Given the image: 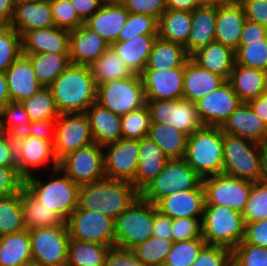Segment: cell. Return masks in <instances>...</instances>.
Returning <instances> with one entry per match:
<instances>
[{
  "instance_id": "979ff035",
  "label": "cell",
  "mask_w": 267,
  "mask_h": 266,
  "mask_svg": "<svg viewBox=\"0 0 267 266\" xmlns=\"http://www.w3.org/2000/svg\"><path fill=\"white\" fill-rule=\"evenodd\" d=\"M228 266H235L232 262Z\"/></svg>"
},
{
  "instance_id": "a7ac6f4b",
  "label": "cell",
  "mask_w": 267,
  "mask_h": 266,
  "mask_svg": "<svg viewBox=\"0 0 267 266\" xmlns=\"http://www.w3.org/2000/svg\"><path fill=\"white\" fill-rule=\"evenodd\" d=\"M267 37V28L258 23L246 20L240 37L239 45H247L248 42L259 41Z\"/></svg>"
},
{
  "instance_id": "44dd1931",
  "label": "cell",
  "mask_w": 267,
  "mask_h": 266,
  "mask_svg": "<svg viewBox=\"0 0 267 266\" xmlns=\"http://www.w3.org/2000/svg\"><path fill=\"white\" fill-rule=\"evenodd\" d=\"M220 128L223 133L229 135L261 145L267 143V125L252 111L248 103L242 102Z\"/></svg>"
},
{
  "instance_id": "680465c9",
  "label": "cell",
  "mask_w": 267,
  "mask_h": 266,
  "mask_svg": "<svg viewBox=\"0 0 267 266\" xmlns=\"http://www.w3.org/2000/svg\"><path fill=\"white\" fill-rule=\"evenodd\" d=\"M129 13H140L159 18L167 9L166 0H119Z\"/></svg>"
},
{
  "instance_id": "2a66077c",
  "label": "cell",
  "mask_w": 267,
  "mask_h": 266,
  "mask_svg": "<svg viewBox=\"0 0 267 266\" xmlns=\"http://www.w3.org/2000/svg\"><path fill=\"white\" fill-rule=\"evenodd\" d=\"M236 0H198L200 5L212 6V7H221L223 5H228L234 3Z\"/></svg>"
},
{
  "instance_id": "4fadbf2b",
  "label": "cell",
  "mask_w": 267,
  "mask_h": 266,
  "mask_svg": "<svg viewBox=\"0 0 267 266\" xmlns=\"http://www.w3.org/2000/svg\"><path fill=\"white\" fill-rule=\"evenodd\" d=\"M202 184L205 191L204 205L224 206L242 213L253 182L218 174L202 179Z\"/></svg>"
},
{
  "instance_id": "d4e9b609",
  "label": "cell",
  "mask_w": 267,
  "mask_h": 266,
  "mask_svg": "<svg viewBox=\"0 0 267 266\" xmlns=\"http://www.w3.org/2000/svg\"><path fill=\"white\" fill-rule=\"evenodd\" d=\"M69 53V31L55 26L34 29L22 36V54Z\"/></svg>"
},
{
  "instance_id": "91938a15",
  "label": "cell",
  "mask_w": 267,
  "mask_h": 266,
  "mask_svg": "<svg viewBox=\"0 0 267 266\" xmlns=\"http://www.w3.org/2000/svg\"><path fill=\"white\" fill-rule=\"evenodd\" d=\"M24 178L17 167L0 166V198L9 197L22 190Z\"/></svg>"
},
{
  "instance_id": "b9fcfbb0",
  "label": "cell",
  "mask_w": 267,
  "mask_h": 266,
  "mask_svg": "<svg viewBox=\"0 0 267 266\" xmlns=\"http://www.w3.org/2000/svg\"><path fill=\"white\" fill-rule=\"evenodd\" d=\"M29 1H36V0H12L14 5H17L19 3L29 2Z\"/></svg>"
},
{
  "instance_id": "f6af8a7d",
  "label": "cell",
  "mask_w": 267,
  "mask_h": 266,
  "mask_svg": "<svg viewBox=\"0 0 267 266\" xmlns=\"http://www.w3.org/2000/svg\"><path fill=\"white\" fill-rule=\"evenodd\" d=\"M173 245L172 240L151 236L132 249L136 257L146 266H163Z\"/></svg>"
},
{
  "instance_id": "e7e4bbea",
  "label": "cell",
  "mask_w": 267,
  "mask_h": 266,
  "mask_svg": "<svg viewBox=\"0 0 267 266\" xmlns=\"http://www.w3.org/2000/svg\"><path fill=\"white\" fill-rule=\"evenodd\" d=\"M56 131V119L31 121L23 132L27 136L45 139L54 143Z\"/></svg>"
},
{
  "instance_id": "11a10c76",
  "label": "cell",
  "mask_w": 267,
  "mask_h": 266,
  "mask_svg": "<svg viewBox=\"0 0 267 266\" xmlns=\"http://www.w3.org/2000/svg\"><path fill=\"white\" fill-rule=\"evenodd\" d=\"M232 263L235 266H267V248L242 241L232 250Z\"/></svg>"
},
{
  "instance_id": "277c9868",
  "label": "cell",
  "mask_w": 267,
  "mask_h": 266,
  "mask_svg": "<svg viewBox=\"0 0 267 266\" xmlns=\"http://www.w3.org/2000/svg\"><path fill=\"white\" fill-rule=\"evenodd\" d=\"M184 160L202 179L223 174L221 128L202 126L188 136Z\"/></svg>"
},
{
  "instance_id": "30bf717a",
  "label": "cell",
  "mask_w": 267,
  "mask_h": 266,
  "mask_svg": "<svg viewBox=\"0 0 267 266\" xmlns=\"http://www.w3.org/2000/svg\"><path fill=\"white\" fill-rule=\"evenodd\" d=\"M32 261L42 266H66L70 237L66 222L29 230Z\"/></svg>"
},
{
  "instance_id": "753ad0ef",
  "label": "cell",
  "mask_w": 267,
  "mask_h": 266,
  "mask_svg": "<svg viewBox=\"0 0 267 266\" xmlns=\"http://www.w3.org/2000/svg\"><path fill=\"white\" fill-rule=\"evenodd\" d=\"M167 9L192 12L200 6L198 0H166Z\"/></svg>"
},
{
  "instance_id": "c3c4849f",
  "label": "cell",
  "mask_w": 267,
  "mask_h": 266,
  "mask_svg": "<svg viewBox=\"0 0 267 266\" xmlns=\"http://www.w3.org/2000/svg\"><path fill=\"white\" fill-rule=\"evenodd\" d=\"M235 64L267 72V37L247 45H239L235 51Z\"/></svg>"
},
{
  "instance_id": "09005b40",
  "label": "cell",
  "mask_w": 267,
  "mask_h": 266,
  "mask_svg": "<svg viewBox=\"0 0 267 266\" xmlns=\"http://www.w3.org/2000/svg\"><path fill=\"white\" fill-rule=\"evenodd\" d=\"M23 266H42V265L32 261V262L24 264Z\"/></svg>"
},
{
  "instance_id": "b9f144b4",
  "label": "cell",
  "mask_w": 267,
  "mask_h": 266,
  "mask_svg": "<svg viewBox=\"0 0 267 266\" xmlns=\"http://www.w3.org/2000/svg\"><path fill=\"white\" fill-rule=\"evenodd\" d=\"M112 246L70 239L66 266H103Z\"/></svg>"
},
{
  "instance_id": "03108f58",
  "label": "cell",
  "mask_w": 267,
  "mask_h": 266,
  "mask_svg": "<svg viewBox=\"0 0 267 266\" xmlns=\"http://www.w3.org/2000/svg\"><path fill=\"white\" fill-rule=\"evenodd\" d=\"M0 166L17 167L14 136L0 131Z\"/></svg>"
},
{
  "instance_id": "ffe728a7",
  "label": "cell",
  "mask_w": 267,
  "mask_h": 266,
  "mask_svg": "<svg viewBox=\"0 0 267 266\" xmlns=\"http://www.w3.org/2000/svg\"><path fill=\"white\" fill-rule=\"evenodd\" d=\"M110 45L84 23L69 31V59L73 65L90 66Z\"/></svg>"
},
{
  "instance_id": "6125c7cd",
  "label": "cell",
  "mask_w": 267,
  "mask_h": 266,
  "mask_svg": "<svg viewBox=\"0 0 267 266\" xmlns=\"http://www.w3.org/2000/svg\"><path fill=\"white\" fill-rule=\"evenodd\" d=\"M248 20L267 28V0H238Z\"/></svg>"
},
{
  "instance_id": "1f68e13d",
  "label": "cell",
  "mask_w": 267,
  "mask_h": 266,
  "mask_svg": "<svg viewBox=\"0 0 267 266\" xmlns=\"http://www.w3.org/2000/svg\"><path fill=\"white\" fill-rule=\"evenodd\" d=\"M216 14L217 7L212 6L200 5L192 11V28L184 46L189 56L215 41Z\"/></svg>"
},
{
  "instance_id": "cb8c5ba5",
  "label": "cell",
  "mask_w": 267,
  "mask_h": 266,
  "mask_svg": "<svg viewBox=\"0 0 267 266\" xmlns=\"http://www.w3.org/2000/svg\"><path fill=\"white\" fill-rule=\"evenodd\" d=\"M128 15L129 12L118 1L107 0L84 24L111 46L118 40Z\"/></svg>"
},
{
  "instance_id": "83f0119b",
  "label": "cell",
  "mask_w": 267,
  "mask_h": 266,
  "mask_svg": "<svg viewBox=\"0 0 267 266\" xmlns=\"http://www.w3.org/2000/svg\"><path fill=\"white\" fill-rule=\"evenodd\" d=\"M224 82L222 77L201 68L189 58L184 67L183 99L195 103L219 88Z\"/></svg>"
},
{
  "instance_id": "9a60e30c",
  "label": "cell",
  "mask_w": 267,
  "mask_h": 266,
  "mask_svg": "<svg viewBox=\"0 0 267 266\" xmlns=\"http://www.w3.org/2000/svg\"><path fill=\"white\" fill-rule=\"evenodd\" d=\"M92 143L91 126L85 113L60 114L57 117L53 149L58 161Z\"/></svg>"
},
{
  "instance_id": "60d3db41",
  "label": "cell",
  "mask_w": 267,
  "mask_h": 266,
  "mask_svg": "<svg viewBox=\"0 0 267 266\" xmlns=\"http://www.w3.org/2000/svg\"><path fill=\"white\" fill-rule=\"evenodd\" d=\"M89 67L96 85L134 75L111 46Z\"/></svg>"
},
{
  "instance_id": "f907efd6",
  "label": "cell",
  "mask_w": 267,
  "mask_h": 266,
  "mask_svg": "<svg viewBox=\"0 0 267 266\" xmlns=\"http://www.w3.org/2000/svg\"><path fill=\"white\" fill-rule=\"evenodd\" d=\"M205 245L203 238L173 242L163 266H191Z\"/></svg>"
},
{
  "instance_id": "836d02e7",
  "label": "cell",
  "mask_w": 267,
  "mask_h": 266,
  "mask_svg": "<svg viewBox=\"0 0 267 266\" xmlns=\"http://www.w3.org/2000/svg\"><path fill=\"white\" fill-rule=\"evenodd\" d=\"M157 37L158 35H138L128 41H116L111 47L134 74L140 75L148 64Z\"/></svg>"
},
{
  "instance_id": "484cf974",
  "label": "cell",
  "mask_w": 267,
  "mask_h": 266,
  "mask_svg": "<svg viewBox=\"0 0 267 266\" xmlns=\"http://www.w3.org/2000/svg\"><path fill=\"white\" fill-rule=\"evenodd\" d=\"M9 26L15 29L21 37L34 29L55 26L50 1L36 0L15 5Z\"/></svg>"
},
{
  "instance_id": "2644e50d",
  "label": "cell",
  "mask_w": 267,
  "mask_h": 266,
  "mask_svg": "<svg viewBox=\"0 0 267 266\" xmlns=\"http://www.w3.org/2000/svg\"><path fill=\"white\" fill-rule=\"evenodd\" d=\"M247 103L252 111L267 125V92Z\"/></svg>"
},
{
  "instance_id": "f35d334b",
  "label": "cell",
  "mask_w": 267,
  "mask_h": 266,
  "mask_svg": "<svg viewBox=\"0 0 267 266\" xmlns=\"http://www.w3.org/2000/svg\"><path fill=\"white\" fill-rule=\"evenodd\" d=\"M148 137L168 159L184 158L188 135L171 125L150 123Z\"/></svg>"
},
{
  "instance_id": "e575fe53",
  "label": "cell",
  "mask_w": 267,
  "mask_h": 266,
  "mask_svg": "<svg viewBox=\"0 0 267 266\" xmlns=\"http://www.w3.org/2000/svg\"><path fill=\"white\" fill-rule=\"evenodd\" d=\"M32 262L29 230L0 236V266H23Z\"/></svg>"
},
{
  "instance_id": "4dcf8cb0",
  "label": "cell",
  "mask_w": 267,
  "mask_h": 266,
  "mask_svg": "<svg viewBox=\"0 0 267 266\" xmlns=\"http://www.w3.org/2000/svg\"><path fill=\"white\" fill-rule=\"evenodd\" d=\"M190 58L201 68L228 81L235 64V51L214 41L197 50Z\"/></svg>"
},
{
  "instance_id": "681fc988",
  "label": "cell",
  "mask_w": 267,
  "mask_h": 266,
  "mask_svg": "<svg viewBox=\"0 0 267 266\" xmlns=\"http://www.w3.org/2000/svg\"><path fill=\"white\" fill-rule=\"evenodd\" d=\"M22 55V37L10 26H0V72Z\"/></svg>"
},
{
  "instance_id": "9f6ffc18",
  "label": "cell",
  "mask_w": 267,
  "mask_h": 266,
  "mask_svg": "<svg viewBox=\"0 0 267 266\" xmlns=\"http://www.w3.org/2000/svg\"><path fill=\"white\" fill-rule=\"evenodd\" d=\"M202 218L180 217L172 219V241L180 242L202 238Z\"/></svg>"
},
{
  "instance_id": "003e7915",
  "label": "cell",
  "mask_w": 267,
  "mask_h": 266,
  "mask_svg": "<svg viewBox=\"0 0 267 266\" xmlns=\"http://www.w3.org/2000/svg\"><path fill=\"white\" fill-rule=\"evenodd\" d=\"M172 219L157 210L156 205L153 204V228L151 236L172 240Z\"/></svg>"
},
{
  "instance_id": "ba28073f",
  "label": "cell",
  "mask_w": 267,
  "mask_h": 266,
  "mask_svg": "<svg viewBox=\"0 0 267 266\" xmlns=\"http://www.w3.org/2000/svg\"><path fill=\"white\" fill-rule=\"evenodd\" d=\"M115 247L132 250L151 237L153 204L139 196L116 219Z\"/></svg>"
},
{
  "instance_id": "11e5206c",
  "label": "cell",
  "mask_w": 267,
  "mask_h": 266,
  "mask_svg": "<svg viewBox=\"0 0 267 266\" xmlns=\"http://www.w3.org/2000/svg\"><path fill=\"white\" fill-rule=\"evenodd\" d=\"M260 182L267 185V143L261 149V176Z\"/></svg>"
},
{
  "instance_id": "8d00e7d4",
  "label": "cell",
  "mask_w": 267,
  "mask_h": 266,
  "mask_svg": "<svg viewBox=\"0 0 267 266\" xmlns=\"http://www.w3.org/2000/svg\"><path fill=\"white\" fill-rule=\"evenodd\" d=\"M190 58L184 46L157 37L144 70H163L185 67Z\"/></svg>"
},
{
  "instance_id": "d6986e66",
  "label": "cell",
  "mask_w": 267,
  "mask_h": 266,
  "mask_svg": "<svg viewBox=\"0 0 267 266\" xmlns=\"http://www.w3.org/2000/svg\"><path fill=\"white\" fill-rule=\"evenodd\" d=\"M140 76L146 100L183 99L184 67L143 70Z\"/></svg>"
},
{
  "instance_id": "603a6c76",
  "label": "cell",
  "mask_w": 267,
  "mask_h": 266,
  "mask_svg": "<svg viewBox=\"0 0 267 266\" xmlns=\"http://www.w3.org/2000/svg\"><path fill=\"white\" fill-rule=\"evenodd\" d=\"M205 204L204 189L176 191L160 199L157 210L171 219L180 217L202 218Z\"/></svg>"
},
{
  "instance_id": "2e32d148",
  "label": "cell",
  "mask_w": 267,
  "mask_h": 266,
  "mask_svg": "<svg viewBox=\"0 0 267 266\" xmlns=\"http://www.w3.org/2000/svg\"><path fill=\"white\" fill-rule=\"evenodd\" d=\"M14 141L18 172L24 179L33 175V170L46 166L45 163H52V171L59 168L51 141L27 136L24 133L15 135Z\"/></svg>"
},
{
  "instance_id": "f5cc1de1",
  "label": "cell",
  "mask_w": 267,
  "mask_h": 266,
  "mask_svg": "<svg viewBox=\"0 0 267 266\" xmlns=\"http://www.w3.org/2000/svg\"><path fill=\"white\" fill-rule=\"evenodd\" d=\"M245 223L267 219V185L253 183L245 209L242 212Z\"/></svg>"
},
{
  "instance_id": "6da1fadb",
  "label": "cell",
  "mask_w": 267,
  "mask_h": 266,
  "mask_svg": "<svg viewBox=\"0 0 267 266\" xmlns=\"http://www.w3.org/2000/svg\"><path fill=\"white\" fill-rule=\"evenodd\" d=\"M49 88L60 114L85 113L97 102V85L89 66L70 64Z\"/></svg>"
},
{
  "instance_id": "4316f807",
  "label": "cell",
  "mask_w": 267,
  "mask_h": 266,
  "mask_svg": "<svg viewBox=\"0 0 267 266\" xmlns=\"http://www.w3.org/2000/svg\"><path fill=\"white\" fill-rule=\"evenodd\" d=\"M4 74L12 102H21L43 87L36 79L32 64L25 55L16 59Z\"/></svg>"
},
{
  "instance_id": "7a4b0ae2",
  "label": "cell",
  "mask_w": 267,
  "mask_h": 266,
  "mask_svg": "<svg viewBox=\"0 0 267 266\" xmlns=\"http://www.w3.org/2000/svg\"><path fill=\"white\" fill-rule=\"evenodd\" d=\"M139 196L133 184L104 178L80 186L78 207L115 220Z\"/></svg>"
},
{
  "instance_id": "52a82bcc",
  "label": "cell",
  "mask_w": 267,
  "mask_h": 266,
  "mask_svg": "<svg viewBox=\"0 0 267 266\" xmlns=\"http://www.w3.org/2000/svg\"><path fill=\"white\" fill-rule=\"evenodd\" d=\"M192 189H204L202 178L184 158L168 159L162 171L140 192V196L155 205L176 191Z\"/></svg>"
},
{
  "instance_id": "816d5d0a",
  "label": "cell",
  "mask_w": 267,
  "mask_h": 266,
  "mask_svg": "<svg viewBox=\"0 0 267 266\" xmlns=\"http://www.w3.org/2000/svg\"><path fill=\"white\" fill-rule=\"evenodd\" d=\"M138 35H158V18L140 13H129L117 41H128Z\"/></svg>"
},
{
  "instance_id": "74e56055",
  "label": "cell",
  "mask_w": 267,
  "mask_h": 266,
  "mask_svg": "<svg viewBox=\"0 0 267 266\" xmlns=\"http://www.w3.org/2000/svg\"><path fill=\"white\" fill-rule=\"evenodd\" d=\"M31 62L36 79L43 87H49L71 64L69 53L22 54Z\"/></svg>"
},
{
  "instance_id": "f546056e",
  "label": "cell",
  "mask_w": 267,
  "mask_h": 266,
  "mask_svg": "<svg viewBox=\"0 0 267 266\" xmlns=\"http://www.w3.org/2000/svg\"><path fill=\"white\" fill-rule=\"evenodd\" d=\"M94 143L102 147L122 139L121 116L95 102L85 112Z\"/></svg>"
},
{
  "instance_id": "d590c367",
  "label": "cell",
  "mask_w": 267,
  "mask_h": 266,
  "mask_svg": "<svg viewBox=\"0 0 267 266\" xmlns=\"http://www.w3.org/2000/svg\"><path fill=\"white\" fill-rule=\"evenodd\" d=\"M191 24L192 12L166 9L158 18V37L185 46Z\"/></svg>"
},
{
  "instance_id": "7dc6e473",
  "label": "cell",
  "mask_w": 267,
  "mask_h": 266,
  "mask_svg": "<svg viewBox=\"0 0 267 266\" xmlns=\"http://www.w3.org/2000/svg\"><path fill=\"white\" fill-rule=\"evenodd\" d=\"M150 123L147 105L121 116L122 139L141 140L148 137Z\"/></svg>"
},
{
  "instance_id": "e0dca14e",
  "label": "cell",
  "mask_w": 267,
  "mask_h": 266,
  "mask_svg": "<svg viewBox=\"0 0 267 266\" xmlns=\"http://www.w3.org/2000/svg\"><path fill=\"white\" fill-rule=\"evenodd\" d=\"M106 178L133 183L139 158V140L120 139L103 147Z\"/></svg>"
},
{
  "instance_id": "7bdbcfd3",
  "label": "cell",
  "mask_w": 267,
  "mask_h": 266,
  "mask_svg": "<svg viewBox=\"0 0 267 266\" xmlns=\"http://www.w3.org/2000/svg\"><path fill=\"white\" fill-rule=\"evenodd\" d=\"M31 121L57 119L60 115L52 91L49 87H42L31 97L21 101Z\"/></svg>"
},
{
  "instance_id": "be15d7a7",
  "label": "cell",
  "mask_w": 267,
  "mask_h": 266,
  "mask_svg": "<svg viewBox=\"0 0 267 266\" xmlns=\"http://www.w3.org/2000/svg\"><path fill=\"white\" fill-rule=\"evenodd\" d=\"M243 241L246 244L267 248V219L245 223V237Z\"/></svg>"
},
{
  "instance_id": "3957f363",
  "label": "cell",
  "mask_w": 267,
  "mask_h": 266,
  "mask_svg": "<svg viewBox=\"0 0 267 266\" xmlns=\"http://www.w3.org/2000/svg\"><path fill=\"white\" fill-rule=\"evenodd\" d=\"M34 175L24 179V188L65 222L78 207L80 186L60 168L54 169L51 180L44 181L45 183Z\"/></svg>"
},
{
  "instance_id": "d6a6232c",
  "label": "cell",
  "mask_w": 267,
  "mask_h": 266,
  "mask_svg": "<svg viewBox=\"0 0 267 266\" xmlns=\"http://www.w3.org/2000/svg\"><path fill=\"white\" fill-rule=\"evenodd\" d=\"M228 82L244 103L267 92V72L260 69L234 64Z\"/></svg>"
},
{
  "instance_id": "8c879c8a",
  "label": "cell",
  "mask_w": 267,
  "mask_h": 266,
  "mask_svg": "<svg viewBox=\"0 0 267 266\" xmlns=\"http://www.w3.org/2000/svg\"><path fill=\"white\" fill-rule=\"evenodd\" d=\"M14 7L12 0H0V26H9L13 18Z\"/></svg>"
},
{
  "instance_id": "7c38bea8",
  "label": "cell",
  "mask_w": 267,
  "mask_h": 266,
  "mask_svg": "<svg viewBox=\"0 0 267 266\" xmlns=\"http://www.w3.org/2000/svg\"><path fill=\"white\" fill-rule=\"evenodd\" d=\"M59 168L79 186L104 179V149L96 143L82 147L63 157Z\"/></svg>"
},
{
  "instance_id": "7402d4cb",
  "label": "cell",
  "mask_w": 267,
  "mask_h": 266,
  "mask_svg": "<svg viewBox=\"0 0 267 266\" xmlns=\"http://www.w3.org/2000/svg\"><path fill=\"white\" fill-rule=\"evenodd\" d=\"M246 20L244 8L238 0L217 8L215 41L236 51Z\"/></svg>"
},
{
  "instance_id": "6f0895ef",
  "label": "cell",
  "mask_w": 267,
  "mask_h": 266,
  "mask_svg": "<svg viewBox=\"0 0 267 266\" xmlns=\"http://www.w3.org/2000/svg\"><path fill=\"white\" fill-rule=\"evenodd\" d=\"M232 262V250L215 245H205L191 266H228Z\"/></svg>"
},
{
  "instance_id": "89a4df30",
  "label": "cell",
  "mask_w": 267,
  "mask_h": 266,
  "mask_svg": "<svg viewBox=\"0 0 267 266\" xmlns=\"http://www.w3.org/2000/svg\"><path fill=\"white\" fill-rule=\"evenodd\" d=\"M107 0H70L78 16L85 22L98 11Z\"/></svg>"
},
{
  "instance_id": "5b68a950",
  "label": "cell",
  "mask_w": 267,
  "mask_h": 266,
  "mask_svg": "<svg viewBox=\"0 0 267 266\" xmlns=\"http://www.w3.org/2000/svg\"><path fill=\"white\" fill-rule=\"evenodd\" d=\"M201 225L202 238L206 245L223 246L233 250L245 237L243 215L232 208L204 205Z\"/></svg>"
},
{
  "instance_id": "8992f818",
  "label": "cell",
  "mask_w": 267,
  "mask_h": 266,
  "mask_svg": "<svg viewBox=\"0 0 267 266\" xmlns=\"http://www.w3.org/2000/svg\"><path fill=\"white\" fill-rule=\"evenodd\" d=\"M262 145L239 136L223 133V174L260 181Z\"/></svg>"
},
{
  "instance_id": "bcb514c9",
  "label": "cell",
  "mask_w": 267,
  "mask_h": 266,
  "mask_svg": "<svg viewBox=\"0 0 267 266\" xmlns=\"http://www.w3.org/2000/svg\"><path fill=\"white\" fill-rule=\"evenodd\" d=\"M31 123L21 102H9L0 110V131L15 136L25 131Z\"/></svg>"
},
{
  "instance_id": "8fae6325",
  "label": "cell",
  "mask_w": 267,
  "mask_h": 266,
  "mask_svg": "<svg viewBox=\"0 0 267 266\" xmlns=\"http://www.w3.org/2000/svg\"><path fill=\"white\" fill-rule=\"evenodd\" d=\"M70 239L115 247V220L77 207L66 219Z\"/></svg>"
},
{
  "instance_id": "db71d44e",
  "label": "cell",
  "mask_w": 267,
  "mask_h": 266,
  "mask_svg": "<svg viewBox=\"0 0 267 266\" xmlns=\"http://www.w3.org/2000/svg\"><path fill=\"white\" fill-rule=\"evenodd\" d=\"M49 1L55 27L71 31L77 29L84 23V21L78 16V13L71 4L70 0Z\"/></svg>"
},
{
  "instance_id": "34e18365",
  "label": "cell",
  "mask_w": 267,
  "mask_h": 266,
  "mask_svg": "<svg viewBox=\"0 0 267 266\" xmlns=\"http://www.w3.org/2000/svg\"><path fill=\"white\" fill-rule=\"evenodd\" d=\"M9 102L8 84L4 73L0 72V110Z\"/></svg>"
},
{
  "instance_id": "ac0fdd59",
  "label": "cell",
  "mask_w": 267,
  "mask_h": 266,
  "mask_svg": "<svg viewBox=\"0 0 267 266\" xmlns=\"http://www.w3.org/2000/svg\"><path fill=\"white\" fill-rule=\"evenodd\" d=\"M241 103L231 84L225 81L212 93L197 100L195 106L203 126L221 127Z\"/></svg>"
},
{
  "instance_id": "94428289",
  "label": "cell",
  "mask_w": 267,
  "mask_h": 266,
  "mask_svg": "<svg viewBox=\"0 0 267 266\" xmlns=\"http://www.w3.org/2000/svg\"><path fill=\"white\" fill-rule=\"evenodd\" d=\"M103 266H146L132 250L112 247L108 252Z\"/></svg>"
},
{
  "instance_id": "f1b7e54d",
  "label": "cell",
  "mask_w": 267,
  "mask_h": 266,
  "mask_svg": "<svg viewBox=\"0 0 267 266\" xmlns=\"http://www.w3.org/2000/svg\"><path fill=\"white\" fill-rule=\"evenodd\" d=\"M168 158L149 137L139 140V158L135 180L132 183L140 193L164 168Z\"/></svg>"
},
{
  "instance_id": "5bb4252c",
  "label": "cell",
  "mask_w": 267,
  "mask_h": 266,
  "mask_svg": "<svg viewBox=\"0 0 267 266\" xmlns=\"http://www.w3.org/2000/svg\"><path fill=\"white\" fill-rule=\"evenodd\" d=\"M146 105L151 123L171 125L188 136L203 126L195 103L188 100H146Z\"/></svg>"
},
{
  "instance_id": "ee69618b",
  "label": "cell",
  "mask_w": 267,
  "mask_h": 266,
  "mask_svg": "<svg viewBox=\"0 0 267 266\" xmlns=\"http://www.w3.org/2000/svg\"><path fill=\"white\" fill-rule=\"evenodd\" d=\"M26 230L20 205V192L0 198V236Z\"/></svg>"
},
{
  "instance_id": "9c48e42d",
  "label": "cell",
  "mask_w": 267,
  "mask_h": 266,
  "mask_svg": "<svg viewBox=\"0 0 267 266\" xmlns=\"http://www.w3.org/2000/svg\"><path fill=\"white\" fill-rule=\"evenodd\" d=\"M97 103L119 116L146 105L141 76L112 80L97 85Z\"/></svg>"
},
{
  "instance_id": "ab89813d",
  "label": "cell",
  "mask_w": 267,
  "mask_h": 266,
  "mask_svg": "<svg viewBox=\"0 0 267 266\" xmlns=\"http://www.w3.org/2000/svg\"><path fill=\"white\" fill-rule=\"evenodd\" d=\"M20 205L27 230L61 225L64 223L55 212L37 201L24 187L20 191Z\"/></svg>"
}]
</instances>
